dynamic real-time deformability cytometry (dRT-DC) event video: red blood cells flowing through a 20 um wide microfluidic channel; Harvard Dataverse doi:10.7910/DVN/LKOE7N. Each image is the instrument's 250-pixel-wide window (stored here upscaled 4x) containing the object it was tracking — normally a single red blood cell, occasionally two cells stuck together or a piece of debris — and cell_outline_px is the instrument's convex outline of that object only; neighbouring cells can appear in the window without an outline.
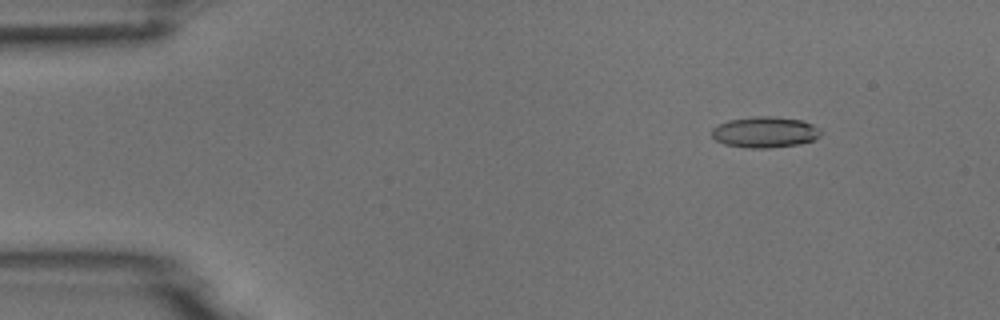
{"species": "common noctule bat (a hibernating species)", "species_latin": "Nyctalus noctula", "temperature_condition": "room temperature", "stored_images_in_passage": 8, "camera_frame_rate_fps": 3000, "um_per_image_px": 0.085, "animal": {"sex": "male", "body_mass_g": 18.8}, "frame": {"image": 1, "passage_image": 2, "time_ms": 1.333, "image_size_px": [1000, 320], "cell_outline_px": [[824, 132], [820, 136], [812, 140], [800, 144], [768, 148], [748, 148], [724, 144], [716, 140], [712, 136], [712, 128], [728, 120], [756, 116], [772, 116], [804, 120], [820, 128]], "centroid_in_image_um": [65.06, 11.23], "position_along_channel_um": 19.9, "area_um2": 19.83}}
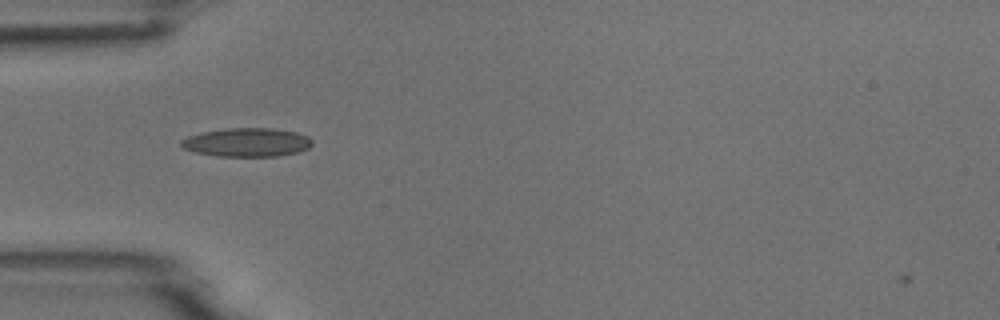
{"frame": {"image": 2, "passage_image": 5, "time_ms": 4.667, "image_size_px": [1000, 320], "cell_outline_px": [[312, 144], [308, 148], [300, 152], [276, 156], [216, 156], [196, 152], [184, 148], [180, 144], [180, 140], [188, 136], [200, 132], [228, 128], [272, 128], [296, 132], [308, 136], [312, 140]], "centroid_in_image_um": [20.99, 12.09], "position_along_channel_um": 64.0, "area_um2": 21.96}}